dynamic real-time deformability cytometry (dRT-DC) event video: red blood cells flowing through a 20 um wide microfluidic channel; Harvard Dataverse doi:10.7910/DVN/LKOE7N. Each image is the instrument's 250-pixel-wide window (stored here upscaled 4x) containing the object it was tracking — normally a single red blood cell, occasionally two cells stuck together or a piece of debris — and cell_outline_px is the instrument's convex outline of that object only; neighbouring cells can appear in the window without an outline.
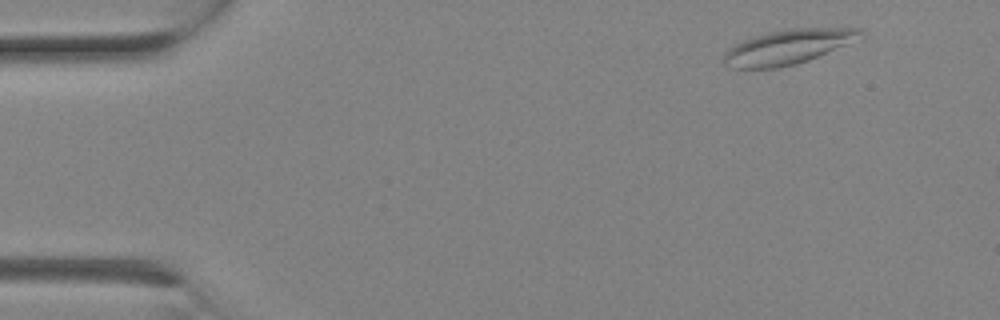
{"species": "Egyptian fruit bat (a non-hibernating species)", "species_latin": "Rousettus aegyptiacus", "temperature_condition": "room temperature", "stored_images_in_passage": 2, "camera_frame_rate_fps": 3000, "um_per_image_px": 0.085, "animal": {"sex": "female"}, "frame": {"image": 1, "passage_image": 1, "time_ms": 0.0, "image_size_px": [1000, 320], "cell_outline_px": [[864, 32], [844, 44], [808, 60], [796, 64], [776, 68], [732, 68], [724, 64], [724, 52], [728, 48], [744, 40], [768, 32], [792, 28], [860, 28]], "centroid_in_image_um": [66.87, 3.99], "position_along_channel_um": 18.1, "area_um2": 26.76}}